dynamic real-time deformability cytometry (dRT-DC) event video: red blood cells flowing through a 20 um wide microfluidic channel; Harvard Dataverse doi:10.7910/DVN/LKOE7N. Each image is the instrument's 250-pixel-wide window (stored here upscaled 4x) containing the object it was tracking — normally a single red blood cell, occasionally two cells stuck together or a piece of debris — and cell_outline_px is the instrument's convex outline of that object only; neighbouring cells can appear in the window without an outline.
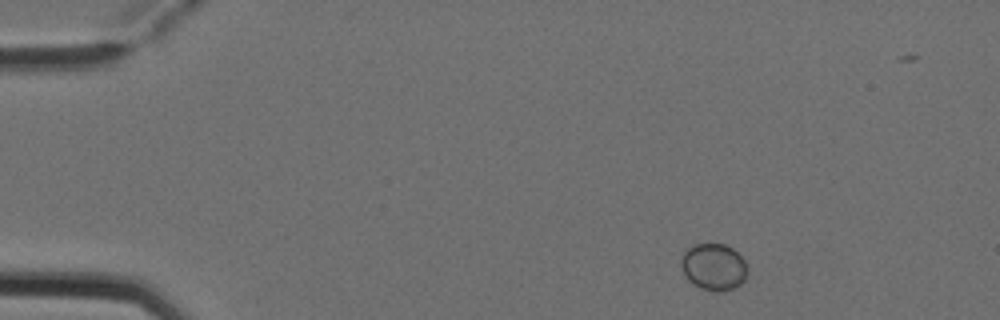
{"species": "Egyptian fruit bat (a non-hibernating species)", "species_latin": "Rousettus aegyptiacus", "temperature_condition": "cold", "stored_images_in_passage": 5, "camera_frame_rate_fps": 3000, "um_per_image_px": 0.085, "animal": {"sex": "female"}, "frame": {"image": 1, "passage_image": 1, "time_ms": 0.0, "image_size_px": [1000, 320], "cell_outline_px": [[748, 268], [744, 280], [736, 288], [720, 292], [716, 292], [700, 288], [688, 280], [680, 268], [680, 260], [684, 252], [692, 244], [724, 244], [732, 248], [744, 260]], "centroid_in_image_um": [60.65, 22.69], "position_along_channel_um": 24.4, "area_um2": 18.26}}
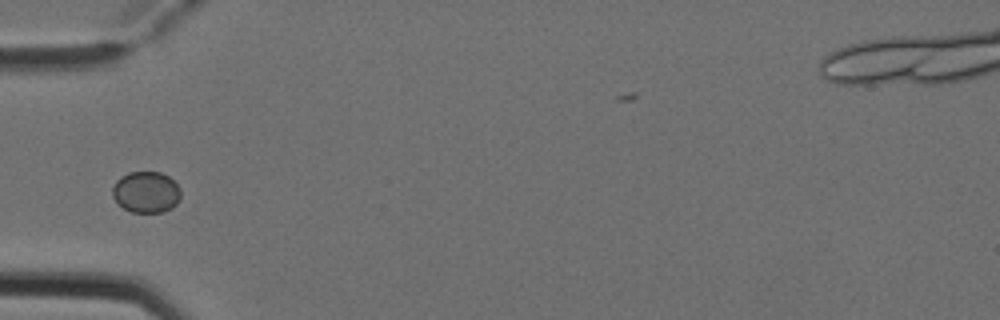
{"frame": {"image": 2, "passage_image": 4, "time_ms": 1.0, "image_size_px": [1000, 320], "cell_outline_px": [[180, 200], [172, 208], [164, 212], [132, 212], [124, 208], [112, 196], [112, 184], [120, 176], [128, 172], [160, 172], [168, 176], [180, 188]], "centroid_in_image_um": [12.41, 16.32], "position_along_channel_um": 72.6, "area_um2": 16.53}}